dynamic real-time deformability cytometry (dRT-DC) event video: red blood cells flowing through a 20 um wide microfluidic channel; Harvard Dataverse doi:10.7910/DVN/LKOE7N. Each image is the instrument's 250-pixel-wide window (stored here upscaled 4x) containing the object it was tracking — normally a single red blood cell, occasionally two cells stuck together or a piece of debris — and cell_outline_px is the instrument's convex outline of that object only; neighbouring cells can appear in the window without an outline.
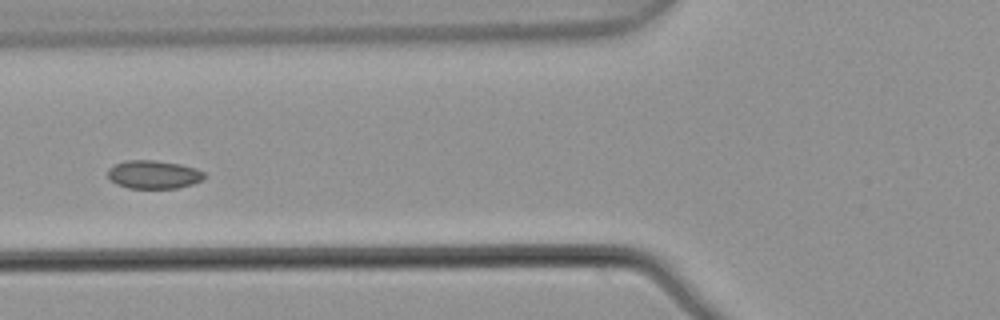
{"species": "common noctule bat (a hibernating species)", "species_latin": "Nyctalus noctula", "temperature_condition": "warm", "stored_images_in_passage": 6, "camera_frame_rate_fps": 3000, "um_per_image_px": 0.085, "animal": {"sex": "male", "body_mass_g": 21.5, "forearm_length_mm": 52.0}, "frame": {"image": 1, "passage_image": 6, "time_ms": 1.667, "image_size_px": [1000, 320], "cell_outline_px": [[204, 180], [192, 184], [176, 188], [128, 188], [116, 184], [108, 176], [108, 168], [124, 160], [156, 160], [180, 164], [196, 168], [204, 172]], "centroid_in_image_um": [13.06, 14.83], "position_along_channel_um": 112.7, "area_um2": 15.95}}